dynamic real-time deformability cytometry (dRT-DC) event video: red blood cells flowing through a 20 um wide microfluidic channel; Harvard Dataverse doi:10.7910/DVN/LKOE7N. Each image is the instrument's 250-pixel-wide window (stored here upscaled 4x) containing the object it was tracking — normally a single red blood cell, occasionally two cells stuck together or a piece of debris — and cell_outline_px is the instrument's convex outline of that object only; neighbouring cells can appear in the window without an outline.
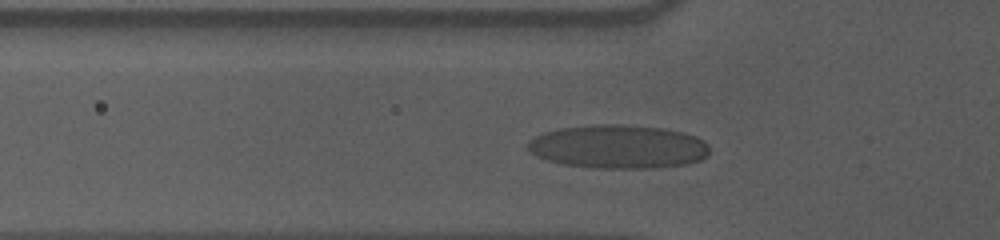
{"species": "human", "species_latin": "Homo sapiens", "temperature_condition": "cold", "stored_images_in_passage": 36, "camera_frame_rate_fps": 3000, "um_per_image_px": 0.085, "donor": {"sex": "male"}, "frame": {"image": 1, "passage_image": 9, "time_ms": 2.667, "image_size_px": [1000, 240], "cell_outline_px": [[708, 156], [700, 160], [688, 164], [656, 168], [588, 168], [560, 164], [536, 156], [528, 152], [524, 148], [524, 144], [528, 140], [544, 132], [560, 128], [592, 124], [620, 124], [664, 128], [684, 132], [696, 136], [704, 140], [708, 144]], "centroid_in_image_um": [52.51, 12.47], "position_along_channel_um": 73.3, "area_um2": 47.05}}
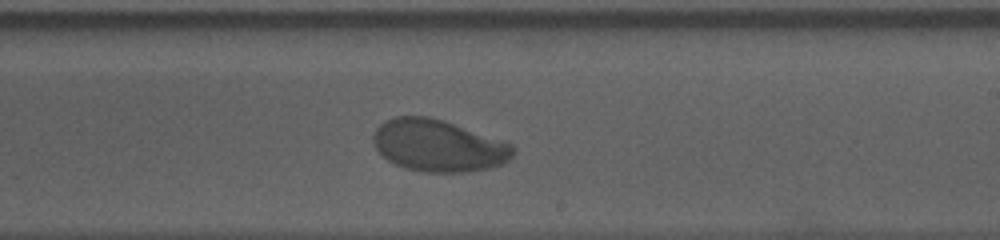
{"frame": {"image": 2, "passage_image": 24, "time_ms": 7.667, "image_size_px": [1000, 240], "cell_outline_px": [[516, 152], [504, 164], [488, 168], [468, 172], [420, 172], [404, 168], [388, 160], [372, 144], [372, 136], [376, 128], [384, 120], [396, 116], [428, 116], [444, 120], [504, 140], [512, 144], [516, 148]], "centroid_in_image_um": [37.28, 12.37], "position_along_channel_um": 251.7, "area_um2": 42.83}}
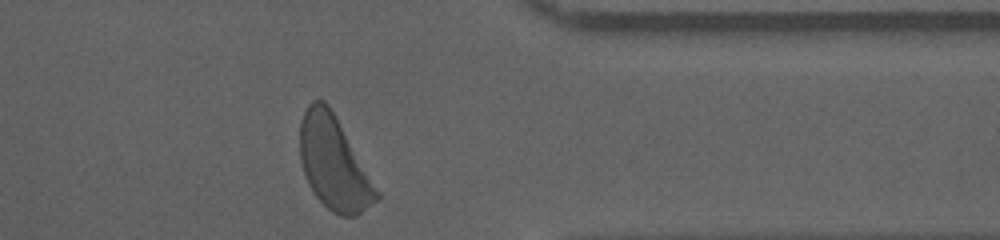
{"frame": {"image": 3, "passage_image": 36, "time_ms": 11.667, "image_size_px": [1000, 240], "cell_outline_px": [[380, 196], [376, 200], [356, 216], [340, 216], [332, 212], [316, 196], [308, 184], [300, 160], [300, 120], [308, 104], [312, 100], [324, 100], [328, 104], [380, 192]], "centroid_in_image_um": [28.36, 13.87], "position_along_channel_um": 383.0, "area_um2": 40.98}, "authors_computed_cell_mechanics": {"area_um2": 42.6853, "velocity_mm_per_s": 3.5638, "shape_relaxation_time_tau1_ms": 4.7249, "shape_relaxation_time_tau2_ms": null, "deformation_change_tau1": 0.1743, "deformation_change_tau2": null}}